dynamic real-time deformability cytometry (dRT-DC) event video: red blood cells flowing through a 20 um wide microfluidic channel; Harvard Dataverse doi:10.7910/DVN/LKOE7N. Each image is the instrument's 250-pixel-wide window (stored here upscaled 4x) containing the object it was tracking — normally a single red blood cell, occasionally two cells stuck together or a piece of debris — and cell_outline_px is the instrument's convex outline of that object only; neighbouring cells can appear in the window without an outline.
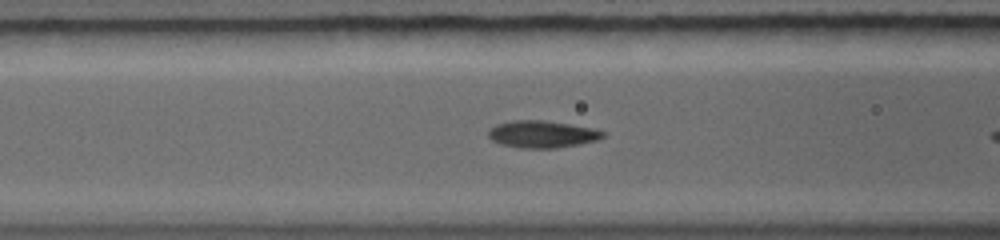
{"species": "common noctule bat (a hibernating species)", "species_latin": "Nyctalus noctula", "temperature_condition": "warm", "stored_images_in_passage": 38, "camera_frame_rate_fps": 5000, "um_per_image_px": 0.085, "animal": {"sex": "female", "body_mass_g": 19.0, "forearm_length_mm": 56.7}, "frame": {"image": 1, "passage_image": 11, "time_ms": 2.2, "image_size_px": [1000, 240], "cell_outline_px": [[604, 136], [596, 140], [580, 144], [556, 148], [520, 148], [500, 144], [492, 140], [488, 136], [488, 128], [496, 124], [512, 120], [544, 120], [592, 128], [604, 132]], "centroid_in_image_um": [46.02, 11.4], "position_along_channel_um": 120.6, "area_um2": 18.09}}
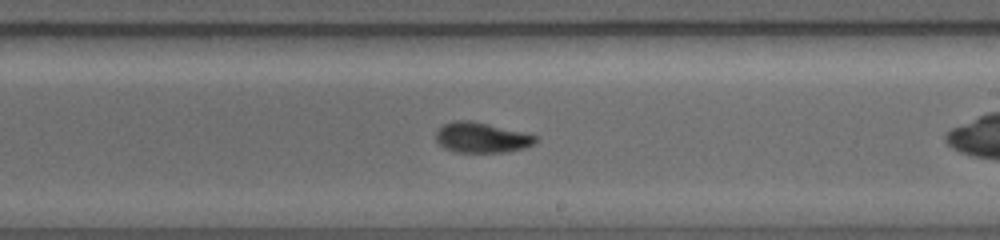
{"frame": {"image": 2, "passage_image": 23, "time_ms": 4.8, "image_size_px": [1000, 240], "cell_outline_px": [[540, 140], [524, 148], [504, 152], [456, 152], [444, 148], [436, 140], [436, 132], [444, 124], [452, 120], [472, 120], [524, 132], [540, 136]], "centroid_in_image_um": [40.96, 11.68], "position_along_channel_um": 248.0, "area_um2": 17.74}}
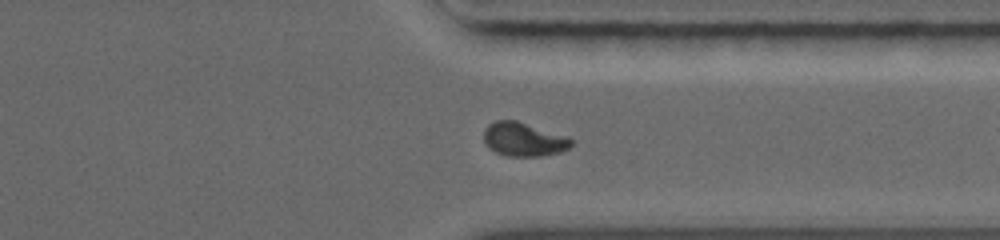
{"frame": {"image": 3, "passage_image": 34, "time_ms": 7.2, "image_size_px": [1000, 240], "cell_outline_px": [[572, 144], [568, 148], [560, 152], [540, 156], [508, 156], [496, 152], [488, 148], [484, 140], [484, 128], [488, 124], [496, 120], [516, 120], [568, 136], [572, 140]], "centroid_in_image_um": [44.49, 11.84], "position_along_channel_um": 366.9, "area_um2": 17.28}}